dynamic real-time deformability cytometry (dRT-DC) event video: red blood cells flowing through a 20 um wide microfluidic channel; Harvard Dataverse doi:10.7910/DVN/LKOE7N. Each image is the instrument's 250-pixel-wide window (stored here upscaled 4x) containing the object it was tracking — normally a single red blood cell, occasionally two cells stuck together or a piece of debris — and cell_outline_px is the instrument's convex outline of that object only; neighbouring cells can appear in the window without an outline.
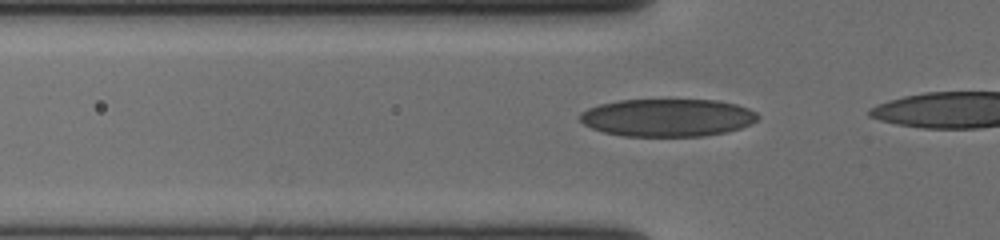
{"species": "human", "species_latin": "Homo sapiens", "temperature_condition": "cold", "stored_images_in_passage": 12, "camera_frame_rate_fps": 3000, "um_per_image_px": 0.085, "donor": {"sex": "female"}, "frame": {"image": 1, "passage_image": 9, "time_ms": 2.667, "image_size_px": [1000, 240], "cell_outline_px": [[760, 116], [752, 124], [728, 132], [704, 136], [624, 136], [604, 132], [592, 128], [584, 124], [580, 120], [580, 112], [588, 108], [600, 104], [616, 100], [716, 100], [736, 104], [748, 108], [756, 112]], "centroid_in_image_um": [56.75, 10.0], "position_along_channel_um": 69.1, "area_um2": 39.25}}